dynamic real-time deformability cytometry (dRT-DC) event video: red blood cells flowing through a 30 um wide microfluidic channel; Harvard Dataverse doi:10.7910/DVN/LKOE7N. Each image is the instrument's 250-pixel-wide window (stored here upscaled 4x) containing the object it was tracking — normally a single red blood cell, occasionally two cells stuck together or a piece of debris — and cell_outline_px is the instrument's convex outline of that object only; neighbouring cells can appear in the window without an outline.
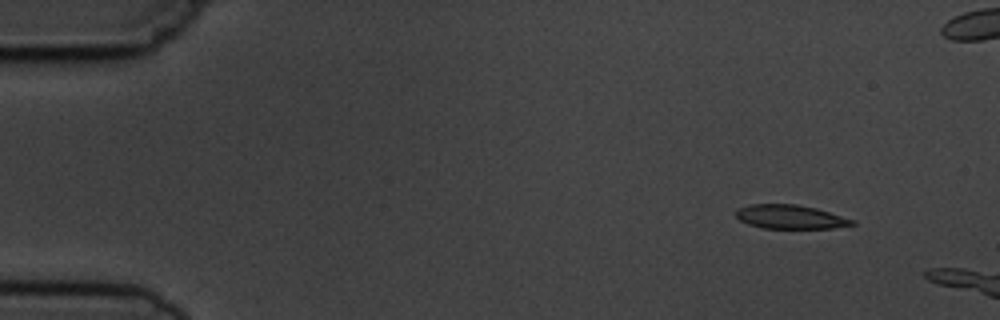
{"species": "common noctule bat (a hibernating species)", "species_latin": "Nyctalus noctula", "temperature_condition": "cold", "stored_images_in_passage": 3, "camera_frame_rate_fps": 3000, "um_per_image_px": 0.085, "animal": {"sex": "male", "body_mass_g": 19.5, "forearm_length_mm": 54.6}, "frame": {"image": 1, "passage_image": 1, "time_ms": 0.0, "image_size_px": [1000, 320], "cell_outline_px": [[856, 224], [832, 228], [760, 228], [748, 224], [740, 220], [736, 216], [736, 208], [748, 204], [796, 204], [816, 208], [856, 220]], "centroid_in_image_um": [67.16, 18.43], "position_along_channel_um": 17.8, "area_um2": 16.3}}